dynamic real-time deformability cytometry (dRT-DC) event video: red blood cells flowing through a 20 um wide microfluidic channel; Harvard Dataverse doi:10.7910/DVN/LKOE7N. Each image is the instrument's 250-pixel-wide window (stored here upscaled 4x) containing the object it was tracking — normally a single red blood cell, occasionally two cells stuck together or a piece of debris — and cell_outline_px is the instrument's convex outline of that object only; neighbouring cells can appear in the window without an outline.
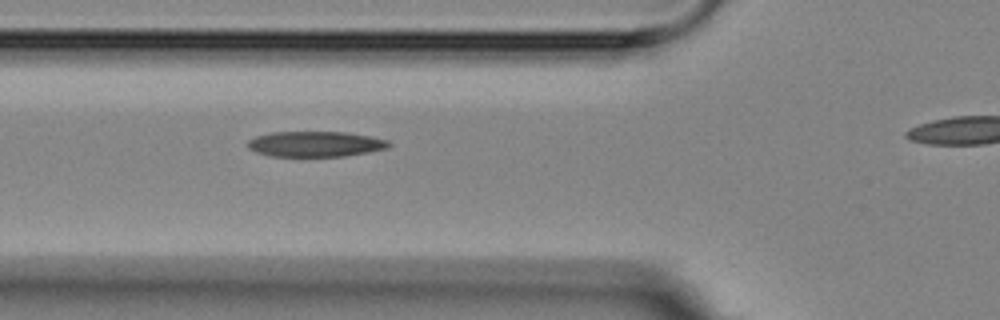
{"species": "Egyptian fruit bat (a non-hibernating species)", "species_latin": "Rousettus aegyptiacus", "temperature_condition": "room temperature", "stored_images_in_passage": 3, "segment_of_instrument_passage": [1, 2], "camera_frame_rate_fps": 3000, "um_per_image_px": 0.085, "animal": {"sex": "female"}, "frame": {"image": 1, "passage_image": 2, "time_ms": 1.0, "image_size_px": [1000, 320], "cell_outline_px": [[392, 144], [388, 148], [368, 152], [344, 156], [272, 156], [256, 152], [248, 148], [248, 140], [256, 136], [272, 132], [348, 132], [388, 140]], "centroid_in_image_um": [26.82, 12.24], "position_along_channel_um": 99.0, "area_um2": 20.87}}